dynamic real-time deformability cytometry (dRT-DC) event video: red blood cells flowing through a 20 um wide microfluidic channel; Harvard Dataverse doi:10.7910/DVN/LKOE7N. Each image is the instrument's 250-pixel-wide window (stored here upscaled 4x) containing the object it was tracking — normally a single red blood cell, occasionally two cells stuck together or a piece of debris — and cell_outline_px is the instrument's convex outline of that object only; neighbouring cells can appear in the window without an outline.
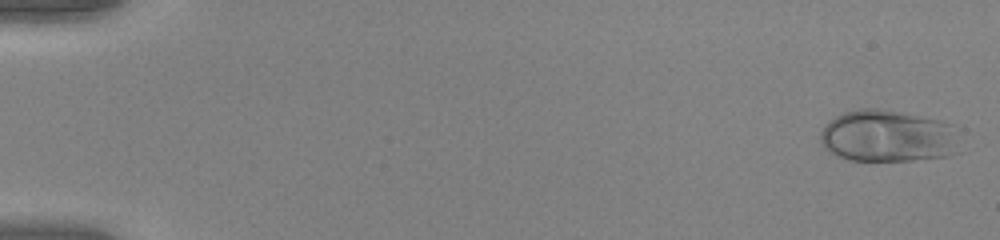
{"species": "human", "species_latin": "Homo sapiens", "temperature_condition": "warm", "stored_images_in_passage": 52, "camera_frame_rate_fps": 3000, "um_per_image_px": 0.085, "donor": {"sex": "female"}, "frame": {"image": 1, "passage_image": 1, "time_ms": 0.0, "image_size_px": [1000, 240], "cell_outline_px": [[964, 152], [948, 156], [912, 160], [848, 160], [836, 156], [828, 152], [824, 148], [820, 140], [820, 132], [828, 120], [844, 112], [860, 108], [876, 108], [900, 112], [940, 120], [952, 124]], "centroid_in_image_um": [75.49, 11.58], "position_along_channel_um": 9.5, "area_um2": 42.95}}
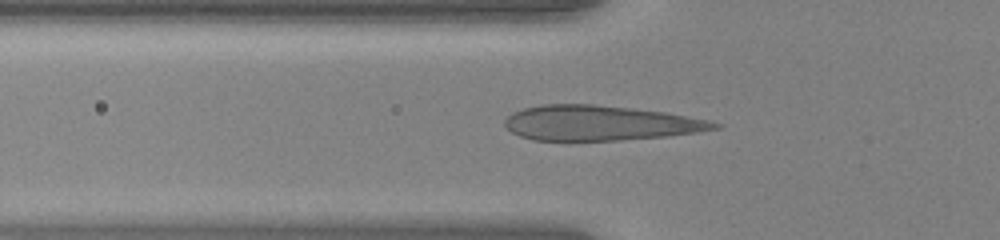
{"frame": {"image": 2, "passage_image": 19, "time_ms": 6.0, "image_size_px": [1000, 240], "cell_outline_px": [[724, 124], [720, 128], [696, 132], [664, 136], [620, 140], [532, 140], [520, 136], [512, 132], [504, 124], [504, 120], [512, 112], [524, 108], [540, 104], [592, 104], [632, 108], [664, 112], [708, 120]], "centroid_in_image_um": [50.98, 10.45], "position_along_channel_um": 74.8, "area_um2": 42.54}}
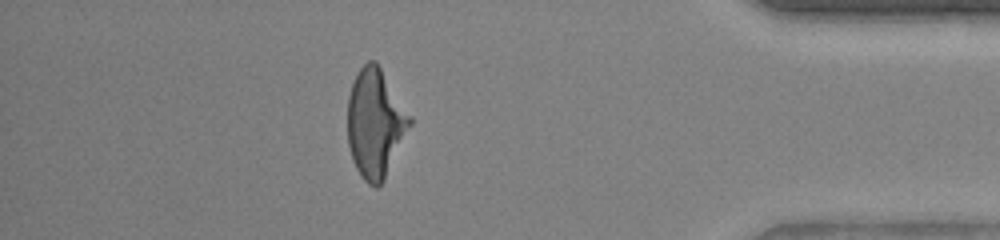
{"frame": {"image": 3, "passage_image": 46, "time_ms": 15.0, "image_size_px": [1000, 240], "cell_outline_px": [[412, 124], [384, 180], [376, 188], [368, 184], [360, 176], [352, 160], [348, 144], [348, 96], [352, 84], [360, 68], [368, 60], [376, 60], [412, 116]], "centroid_in_image_um": [31.91, 10.48], "position_along_channel_um": 403.3, "area_um2": 39.59}}